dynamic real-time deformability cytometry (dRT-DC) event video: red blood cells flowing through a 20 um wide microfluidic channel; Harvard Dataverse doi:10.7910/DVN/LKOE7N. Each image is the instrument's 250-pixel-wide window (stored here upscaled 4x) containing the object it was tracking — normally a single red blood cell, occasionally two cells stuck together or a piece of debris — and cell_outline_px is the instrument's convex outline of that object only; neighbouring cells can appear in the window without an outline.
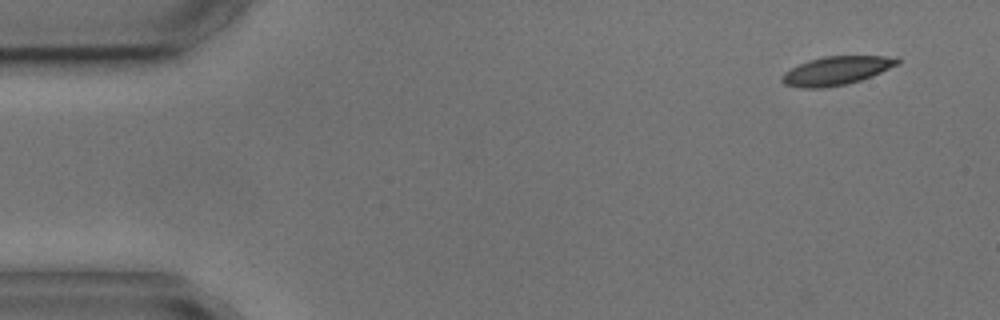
{"species": "common noctule bat (a hibernating species)", "species_latin": "Nyctalus noctula", "temperature_condition": "cold", "stored_images_in_passage": 5, "segment_of_instrument_passage": [1, 2], "camera_frame_rate_fps": 3000, "um_per_image_px": 0.085, "animal": {"sex": "male", "body_mass_g": 17.9, "forearm_length_mm": 54.2}, "frame": {"image": 1, "passage_image": 1, "time_ms": 0.0, "image_size_px": [1000, 320], "cell_outline_px": [[900, 64], [872, 76], [848, 84], [820, 88], [800, 88], [784, 84], [780, 80], [780, 76], [784, 72], [808, 60], [824, 56], [884, 56], [900, 60]], "centroid_in_image_um": [71.06, 6.02], "position_along_channel_um": 13.9, "area_um2": 19.19}}
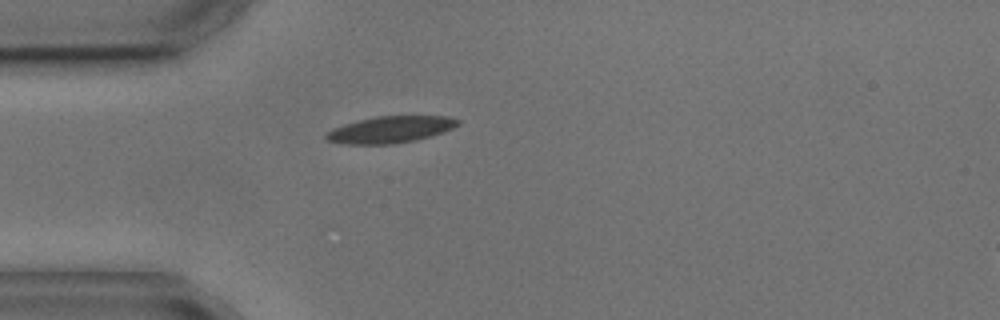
{"frame": {"image": 2, "passage_image": 4, "time_ms": 3.667, "image_size_px": [1000, 320], "cell_outline_px": [[460, 124], [444, 132], [416, 140], [392, 144], [348, 144], [328, 140], [324, 136], [332, 128], [344, 124], [376, 116], [448, 116], [460, 120]], "centroid_in_image_um": [33.22, 11.01], "position_along_channel_um": 51.8, "area_um2": 20.35}}